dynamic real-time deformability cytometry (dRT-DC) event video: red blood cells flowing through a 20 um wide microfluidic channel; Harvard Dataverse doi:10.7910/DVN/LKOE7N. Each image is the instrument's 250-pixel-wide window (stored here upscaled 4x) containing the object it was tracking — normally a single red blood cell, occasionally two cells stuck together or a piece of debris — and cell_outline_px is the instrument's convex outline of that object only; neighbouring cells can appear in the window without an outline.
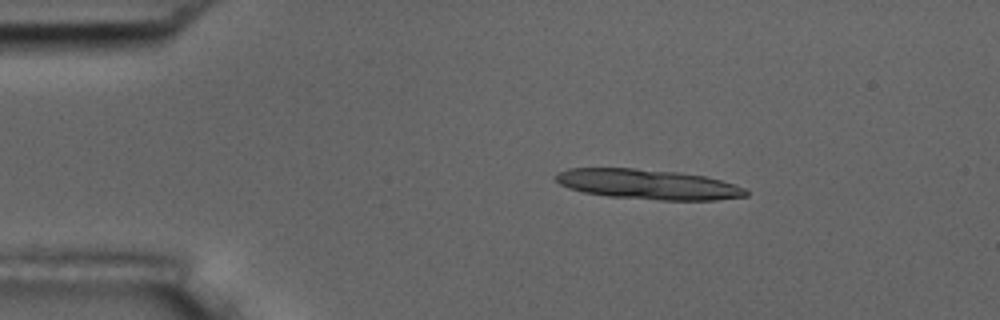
{"species": "common noctule bat (a hibernating species)", "species_latin": "Nyctalus noctula", "temperature_condition": "room temperature", "stored_images_in_passage": 8, "camera_frame_rate_fps": 3000, "um_per_image_px": 0.085, "animal": {"sex": "male", "body_mass_g": 17.5, "forearm_length_mm": 52.3}, "frame": {"image": 1, "passage_image": 3, "time_ms": 2.333, "image_size_px": [1000, 320], "cell_outline_px": [[748, 196], [716, 200], [660, 200], [608, 196], [584, 192], [568, 188], [560, 184], [556, 180], [556, 172], [568, 168], [636, 168], [680, 172], [704, 176], [720, 180], [744, 188], [748, 192]], "centroid_in_image_um": [55.06, 15.66], "position_along_channel_um": 29.9, "area_um2": 33.23}}
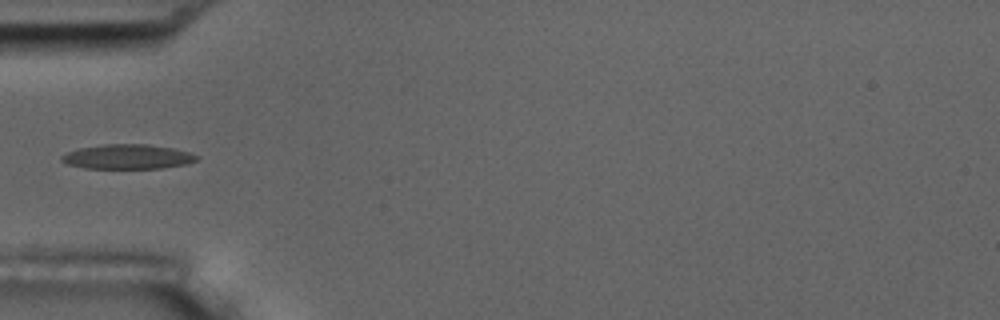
{"frame": {"image": 2, "passage_image": 5, "time_ms": 5.333, "image_size_px": [1000, 320], "cell_outline_px": [[200, 156], [196, 160], [184, 164], [160, 168], [84, 168], [68, 164], [60, 160], [60, 156], [68, 152], [80, 148], [104, 144], [148, 144], [172, 148], [188, 152]], "centroid_in_image_um": [10.82, 13.31], "position_along_channel_um": 74.2, "area_um2": 19.19}}
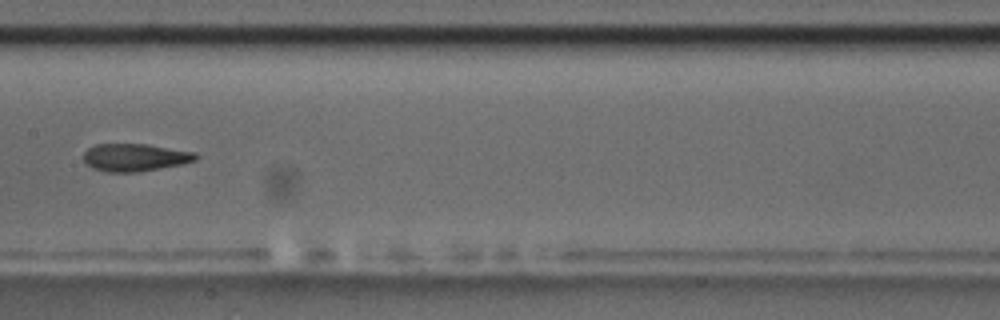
{"frame": {"image": 3, "passage_image": 8, "time_ms": 8.667, "image_size_px": [1000, 320], "cell_outline_px": [[200, 156], [196, 160], [180, 164], [140, 172], [108, 172], [92, 168], [84, 164], [84, 152], [88, 148], [96, 144], [148, 144], [196, 152]], "centroid_in_image_um": [11.47, 13.38], "position_along_channel_um": 195.9, "area_um2": 18.21}}